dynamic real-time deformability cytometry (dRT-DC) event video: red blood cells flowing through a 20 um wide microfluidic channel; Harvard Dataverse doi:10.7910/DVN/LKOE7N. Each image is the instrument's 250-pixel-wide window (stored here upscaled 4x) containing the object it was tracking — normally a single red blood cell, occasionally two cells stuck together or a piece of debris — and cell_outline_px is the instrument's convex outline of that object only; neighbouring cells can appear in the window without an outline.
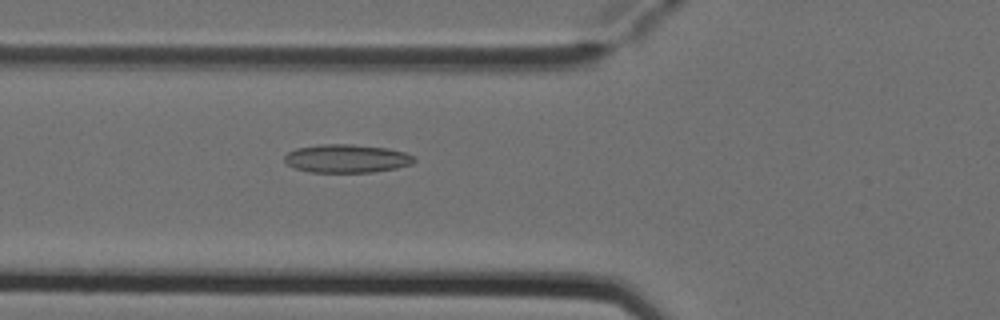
{"species": "Egyptian fruit bat (a non-hibernating species)", "species_latin": "Rousettus aegyptiacus", "temperature_condition": "cold", "stored_images_in_passage": 5, "camera_frame_rate_fps": 3000, "um_per_image_px": 0.085, "animal": {"sex": "female"}, "frame": {"image": 1, "passage_image": 5, "time_ms": 1.333, "image_size_px": [1000, 320], "cell_outline_px": [[416, 160], [412, 164], [396, 168], [372, 172], [308, 172], [296, 168], [288, 164], [284, 160], [284, 156], [288, 152], [296, 148], [320, 144], [352, 144], [388, 148], [404, 152], [416, 156]], "centroid_in_image_um": [29.49, 13.47], "position_along_channel_um": 96.3, "area_um2": 21.5}}